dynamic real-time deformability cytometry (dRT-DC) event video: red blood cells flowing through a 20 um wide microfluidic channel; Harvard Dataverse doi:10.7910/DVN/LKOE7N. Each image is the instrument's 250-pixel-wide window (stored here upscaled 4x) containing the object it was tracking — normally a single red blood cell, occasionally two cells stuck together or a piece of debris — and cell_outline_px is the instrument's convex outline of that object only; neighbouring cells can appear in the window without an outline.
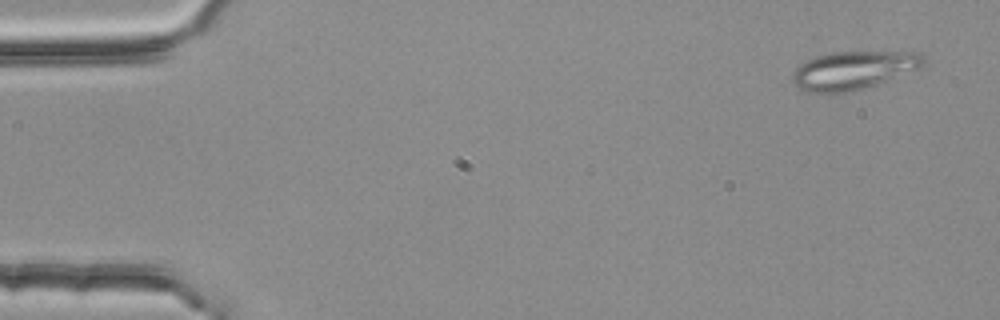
{"species": "common noctule bat (a hibernating species)", "species_latin": "Nyctalus noctula", "temperature_condition": "room temperature", "stored_images_in_passage": 4, "camera_frame_rate_fps": 3000, "um_per_image_px": 0.085, "animal": {"sex": "female", "body_mass_g": 25.1}, "frame": {"image": 1, "passage_image": 1, "time_ms": 0.0, "image_size_px": [1000, 320], "cell_outline_px": [[924, 64], [920, 68], [876, 84], [864, 88], [832, 96], [804, 92], [792, 84], [792, 72], [804, 60], [816, 56], [832, 52], [920, 52], [924, 56]], "centroid_in_image_um": [72.44, 6.01], "position_along_channel_um": 12.6, "area_um2": 29.82}}
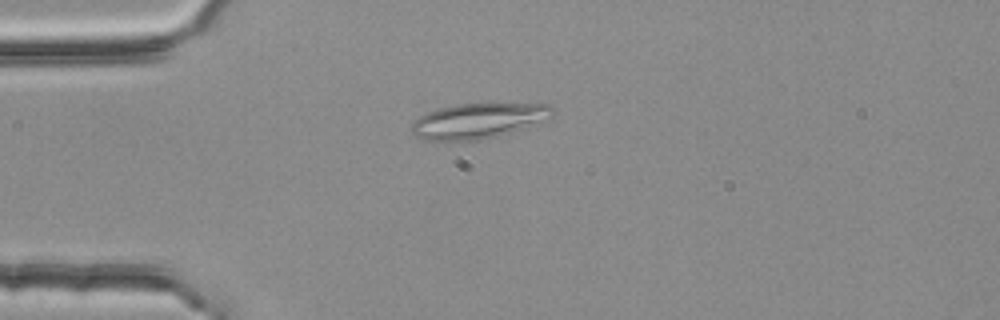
{"frame": {"image": 2, "passage_image": 3, "time_ms": 0.667, "image_size_px": [1000, 320], "cell_outline_px": [[556, 112], [548, 120], [496, 136], [476, 140], [424, 140], [416, 136], [412, 132], [412, 124], [420, 116], [428, 112], [440, 108], [456, 104], [552, 104]], "centroid_in_image_um": [40.7, 10.26], "position_along_channel_um": 44.3, "area_um2": 28.61}}